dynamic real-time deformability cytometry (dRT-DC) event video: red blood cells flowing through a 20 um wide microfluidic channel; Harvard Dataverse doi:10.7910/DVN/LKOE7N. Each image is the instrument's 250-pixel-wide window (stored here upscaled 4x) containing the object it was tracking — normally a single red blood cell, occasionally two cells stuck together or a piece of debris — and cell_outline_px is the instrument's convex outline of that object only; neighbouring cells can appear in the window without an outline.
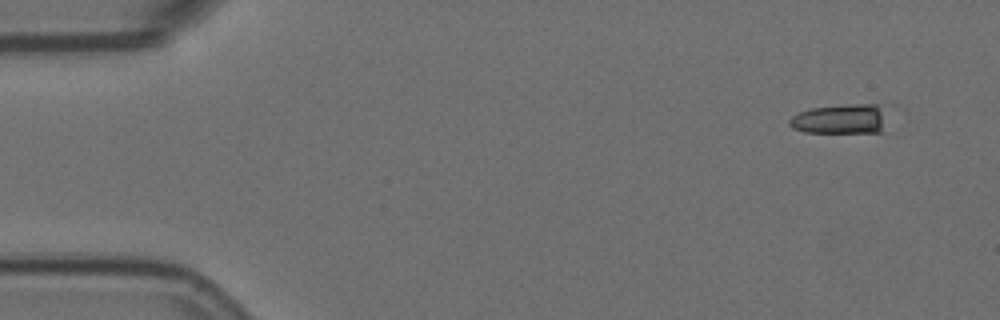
{"species": "Egyptian fruit bat (a non-hibernating species)", "species_latin": "Rousettus aegyptiacus", "temperature_condition": "room temperature", "stored_images_in_passage": 4, "camera_frame_rate_fps": 3000, "um_per_image_px": 0.085, "animal": {"sex": "female"}, "frame": {"image": 1, "passage_image": 1, "time_ms": 0.0, "image_size_px": [1000, 320], "cell_outline_px": [[896, 104], [884, 132], [804, 132], [792, 128], [788, 124], [788, 120], [792, 116], [800, 112], [812, 108], [848, 104], [888, 100], [892, 100]], "centroid_in_image_um": [71.84, 10.03], "position_along_channel_um": 13.2, "area_um2": 19.02}}
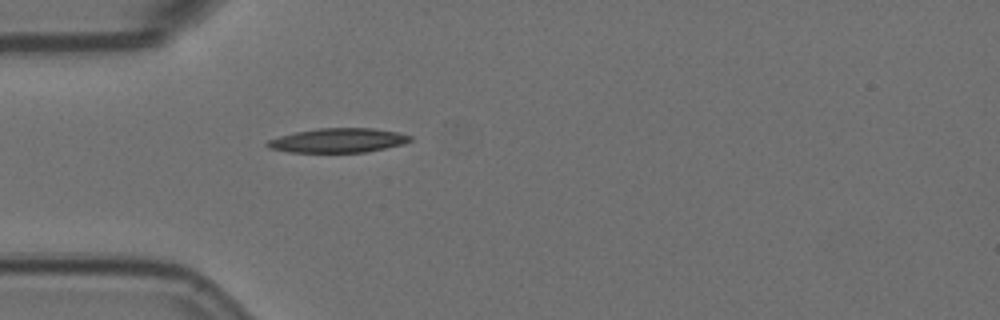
{"frame": {"image": 2, "passage_image": 4, "time_ms": 1.0, "image_size_px": [1000, 320], "cell_outline_px": [[412, 140], [404, 144], [364, 152], [288, 152], [268, 148], [264, 144], [268, 140], [280, 136], [296, 132], [320, 128], [372, 128], [400, 132], [412, 136]], "centroid_in_image_um": [28.75, 11.93], "position_along_channel_um": 56.3, "area_um2": 20.23}}